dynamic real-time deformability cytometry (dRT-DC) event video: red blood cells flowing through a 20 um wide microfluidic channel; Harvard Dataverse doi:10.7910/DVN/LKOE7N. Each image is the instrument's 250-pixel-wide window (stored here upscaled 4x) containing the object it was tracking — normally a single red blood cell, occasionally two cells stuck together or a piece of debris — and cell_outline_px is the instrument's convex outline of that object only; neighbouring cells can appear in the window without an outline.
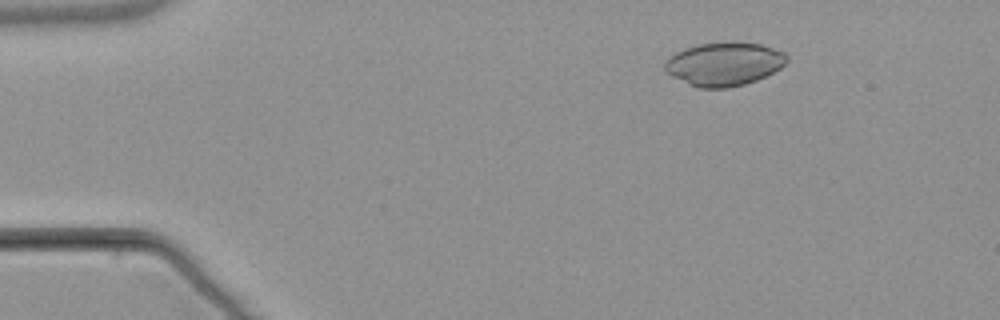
{"species": "common noctule bat (a hibernating species)", "species_latin": "Nyctalus noctula", "temperature_condition": "warm", "stored_images_in_passage": 5, "camera_frame_rate_fps": 3000, "um_per_image_px": 0.085, "animal": {"sex": "male", "body_mass_g": 21.5, "forearm_length_mm": 52.0}, "frame": {"image": 1, "passage_image": 2, "time_ms": 1.333, "image_size_px": [1000, 320], "cell_outline_px": [[788, 60], [780, 68], [756, 80], [744, 84], [728, 88], [700, 88], [672, 76], [664, 68], [664, 60], [676, 52], [684, 48], [696, 44], [760, 44], [784, 52], [788, 56]], "centroid_in_image_um": [61.53, 5.46], "position_along_channel_um": 23.5, "area_um2": 30.17}}